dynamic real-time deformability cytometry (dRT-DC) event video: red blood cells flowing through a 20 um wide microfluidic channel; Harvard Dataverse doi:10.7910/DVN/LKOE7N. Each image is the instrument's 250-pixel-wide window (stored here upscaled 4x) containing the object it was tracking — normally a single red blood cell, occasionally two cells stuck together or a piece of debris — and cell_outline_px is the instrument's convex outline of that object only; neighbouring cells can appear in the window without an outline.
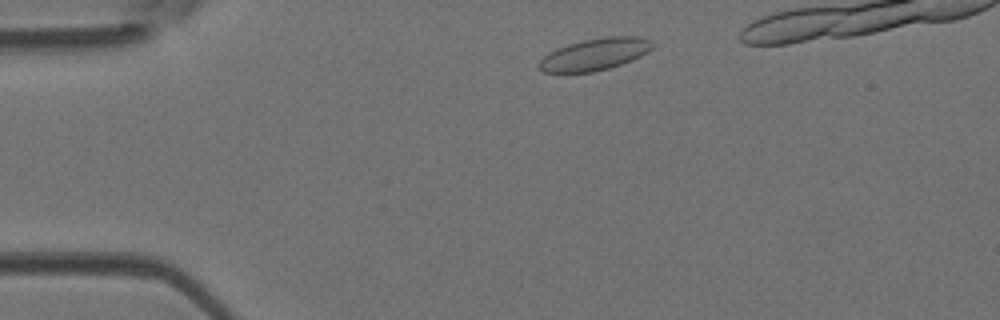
{"species": "Egyptian fruit bat (a non-hibernating species)", "species_latin": "Rousettus aegyptiacus", "temperature_condition": "room temperature", "stored_images_in_passage": 36, "camera_frame_rate_fps": 3000, "um_per_image_px": 0.085, "animal": {"sex": "female"}, "frame": {"image": 1, "passage_image": 4, "time_ms": 1.0, "image_size_px": [1000, 320], "cell_outline_px": [[652, 48], [648, 52], [632, 60], [608, 68], [592, 72], [544, 72], [536, 68], [536, 64], [544, 56], [556, 48], [568, 44], [584, 40], [608, 36], [640, 36], [652, 40]], "centroid_in_image_um": [50.54, 4.61], "position_along_channel_um": 34.5, "area_um2": 21.1}}
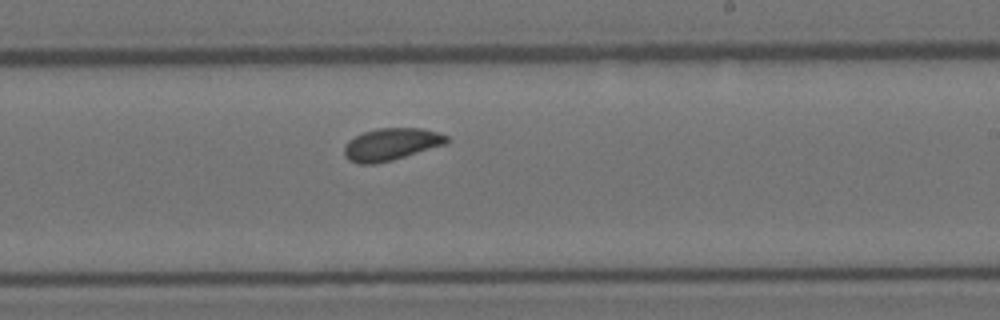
{"frame": {"image": 2, "passage_image": 23, "time_ms": 7.333, "image_size_px": [1000, 320], "cell_outline_px": [[448, 144], [392, 160], [376, 164], [360, 164], [348, 160], [344, 156], [344, 144], [348, 140], [364, 132], [380, 128], [420, 128], [440, 132], [448, 136]], "centroid_in_image_um": [33.26, 12.27], "position_along_channel_um": 255.7, "area_um2": 19.42}}
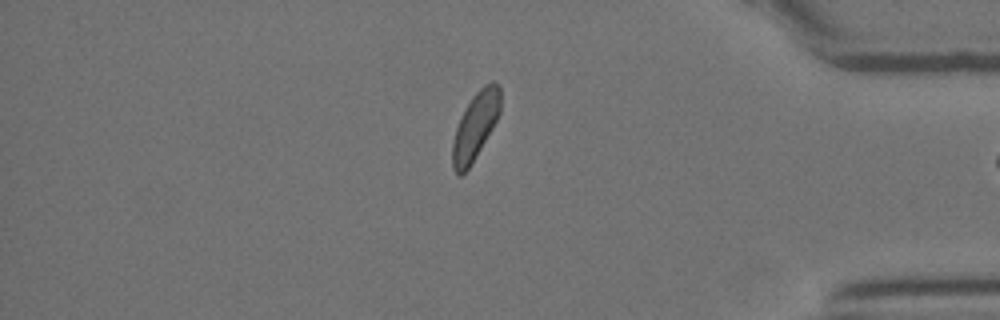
{"frame": {"image": 3, "passage_image": 35, "time_ms": 11.333, "image_size_px": [1000, 320], "cell_outline_px": [[500, 112], [492, 128], [468, 168], [460, 176], [456, 176], [452, 168], [452, 144], [456, 128], [472, 96], [484, 84], [492, 80], [500, 84]], "centroid_in_image_um": [40.4, 10.69], "position_along_channel_um": 394.8, "area_um2": 18.44}}